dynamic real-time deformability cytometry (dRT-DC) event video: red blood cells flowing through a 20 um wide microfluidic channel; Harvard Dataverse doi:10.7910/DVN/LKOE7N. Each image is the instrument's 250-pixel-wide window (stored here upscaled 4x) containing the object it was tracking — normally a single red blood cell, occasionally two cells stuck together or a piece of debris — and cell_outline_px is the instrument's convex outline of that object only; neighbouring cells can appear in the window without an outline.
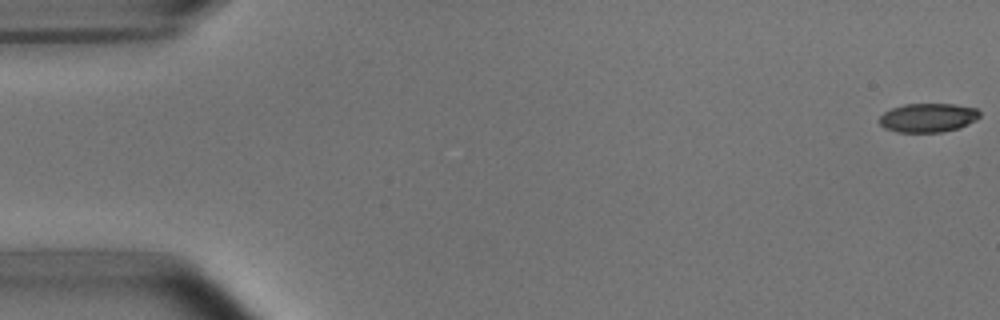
{"species": "common noctule bat (a hibernating species)", "species_latin": "Nyctalus noctula", "temperature_condition": "room temperature", "stored_images_in_passage": 53, "camera_frame_rate_fps": 3000, "um_per_image_px": 0.085, "animal": {"sex": "male", "body_mass_g": 15.6}, "frame": {"image": 1, "passage_image": 1, "time_ms": 0.0, "image_size_px": [1000, 320], "cell_outline_px": [[980, 116], [976, 120], [968, 124], [956, 128], [940, 132], [896, 132], [884, 128], [880, 124], [880, 116], [884, 112], [892, 108], [904, 104], [956, 104], [976, 108], [980, 112]], "centroid_in_image_um": [78.87, 10.0], "position_along_channel_um": 6.1, "area_um2": 16.88}}
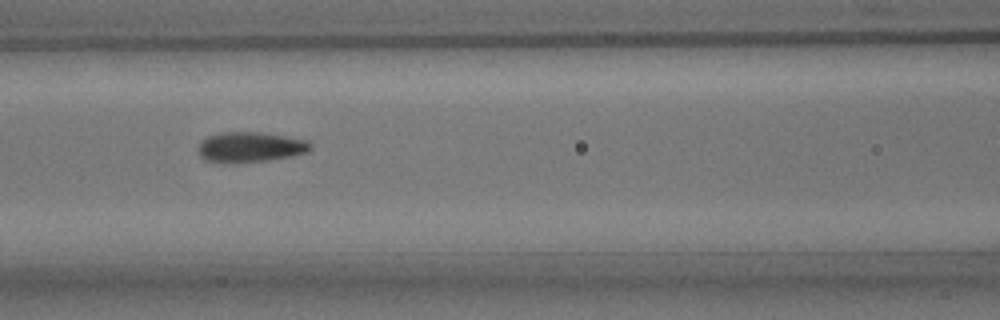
{"frame": {"image": 2, "passage_image": 23, "time_ms": 7.333, "image_size_px": [1000, 320], "cell_outline_px": [[312, 148], [308, 152], [292, 156], [268, 160], [228, 164], [204, 160], [200, 156], [200, 140], [208, 136], [220, 132], [256, 132], [284, 136], [308, 140], [312, 144]], "centroid_in_image_um": [21.27, 12.51], "position_along_channel_um": 145.3, "area_um2": 19.94}}
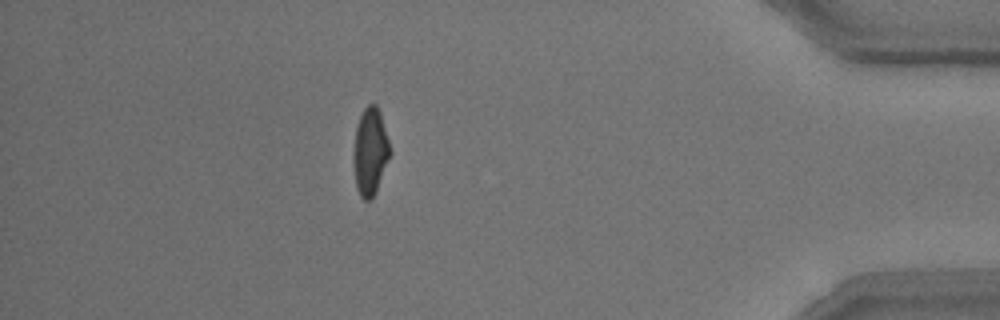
{"frame": {"image": 3, "passage_image": 47, "time_ms": 15.333, "image_size_px": [1000, 320], "cell_outline_px": [[392, 152], [376, 192], [372, 200], [364, 200], [360, 196], [356, 188], [352, 156], [356, 128], [360, 116], [364, 108], [368, 104], [376, 104], [380, 112]], "centroid_in_image_um": [31.46, 12.92], "position_along_channel_um": 403.7, "area_um2": 18.84}, "authors_computed_cell_mechanics": {"area_um2": 18.7272, "velocity_mm_per_s": 3.7937, "shape_relaxation_time_tau1_ms": 4.45, "shape_relaxation_time_tau2_ms": 1.1829, "deformation_change_tau1": 0.1465, "deformation_change_tau2": 0.0612}}